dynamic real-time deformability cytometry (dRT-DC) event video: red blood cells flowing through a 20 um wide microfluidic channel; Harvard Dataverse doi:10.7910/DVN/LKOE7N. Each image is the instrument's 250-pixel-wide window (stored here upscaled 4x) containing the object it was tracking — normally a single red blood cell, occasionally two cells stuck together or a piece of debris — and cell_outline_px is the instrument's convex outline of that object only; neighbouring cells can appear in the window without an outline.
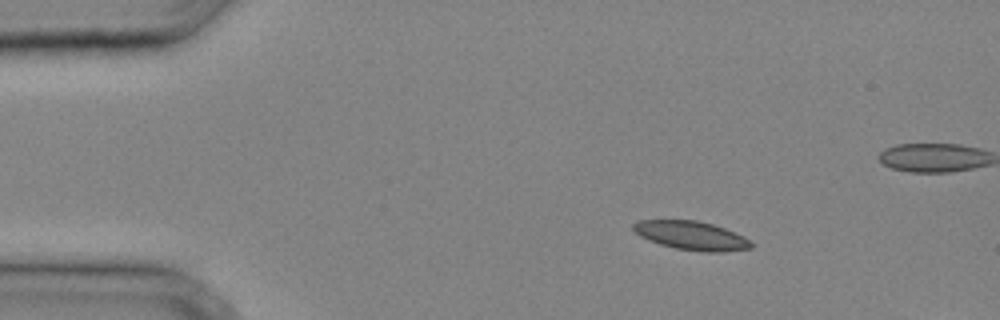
{"species": "common noctule bat (a hibernating species)", "species_latin": "Nyctalus noctula", "temperature_condition": "cold", "stored_images_in_passage": 32, "camera_frame_rate_fps": 3000, "um_per_image_px": 0.085, "animal": {"sex": "male", "body_mass_g": 20.4}, "frame": {"image": 1, "passage_image": 5, "time_ms": 1.333, "image_size_px": [1000, 320], "cell_outline_px": [[752, 248], [724, 252], [704, 252], [676, 248], [660, 244], [648, 240], [640, 236], [632, 228], [632, 224], [640, 220], [696, 220], [712, 224], [724, 228], [744, 236], [752, 244]], "centroid_in_image_um": [58.76, 20.02], "position_along_channel_um": 26.2, "area_um2": 19.65}}
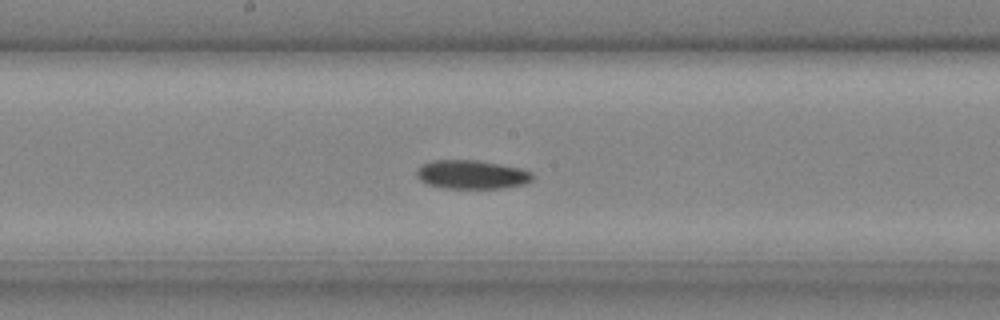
{"frame": {"image": 2, "passage_image": 18, "time_ms": 5.667, "image_size_px": [1000, 320], "cell_outline_px": [[532, 180], [524, 184], [504, 188], [444, 188], [428, 184], [420, 180], [416, 176], [416, 172], [420, 164], [432, 160], [480, 160], [520, 168], [532, 172]], "centroid_in_image_um": [40.07, 14.83], "position_along_channel_um": 208.1, "area_um2": 19.54}}
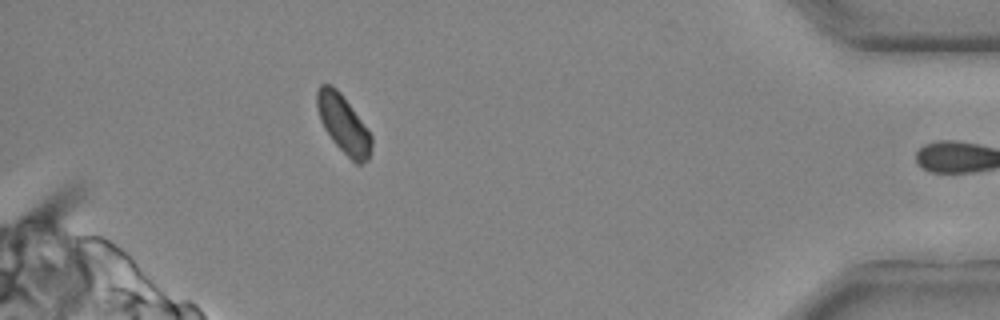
{"frame": {"image": 3, "passage_image": 31, "time_ms": 10.0, "image_size_px": [1000, 320], "cell_outline_px": [[372, 144], [368, 160], [360, 164], [356, 164], [332, 140], [324, 128], [320, 120], [316, 108], [316, 88], [320, 84], [332, 84], [340, 92], [372, 136]], "centroid_in_image_um": [29.15, 10.52], "position_along_channel_um": 406.0, "area_um2": 18.26}}